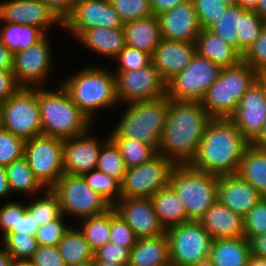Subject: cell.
I'll list each match as a JSON object with an SVG mask.
<instances>
[{"label":"cell","mask_w":266,"mask_h":266,"mask_svg":"<svg viewBox=\"0 0 266 266\" xmlns=\"http://www.w3.org/2000/svg\"><path fill=\"white\" fill-rule=\"evenodd\" d=\"M264 233H266V197H262L244 217V237L248 241Z\"/></svg>","instance_id":"obj_48"},{"label":"cell","mask_w":266,"mask_h":266,"mask_svg":"<svg viewBox=\"0 0 266 266\" xmlns=\"http://www.w3.org/2000/svg\"><path fill=\"white\" fill-rule=\"evenodd\" d=\"M94 266H128L118 263L104 262V261H94Z\"/></svg>","instance_id":"obj_68"},{"label":"cell","mask_w":266,"mask_h":266,"mask_svg":"<svg viewBox=\"0 0 266 266\" xmlns=\"http://www.w3.org/2000/svg\"><path fill=\"white\" fill-rule=\"evenodd\" d=\"M250 255L245 237L212 240L210 257L214 266H246Z\"/></svg>","instance_id":"obj_29"},{"label":"cell","mask_w":266,"mask_h":266,"mask_svg":"<svg viewBox=\"0 0 266 266\" xmlns=\"http://www.w3.org/2000/svg\"><path fill=\"white\" fill-rule=\"evenodd\" d=\"M213 240L244 237V218L218 200L199 220Z\"/></svg>","instance_id":"obj_24"},{"label":"cell","mask_w":266,"mask_h":266,"mask_svg":"<svg viewBox=\"0 0 266 266\" xmlns=\"http://www.w3.org/2000/svg\"><path fill=\"white\" fill-rule=\"evenodd\" d=\"M73 266H94V259L87 261V262H84V263H81V264H78V265H73Z\"/></svg>","instance_id":"obj_69"},{"label":"cell","mask_w":266,"mask_h":266,"mask_svg":"<svg viewBox=\"0 0 266 266\" xmlns=\"http://www.w3.org/2000/svg\"><path fill=\"white\" fill-rule=\"evenodd\" d=\"M245 9L238 5H229L222 16L209 30L238 51V35H241V13Z\"/></svg>","instance_id":"obj_35"},{"label":"cell","mask_w":266,"mask_h":266,"mask_svg":"<svg viewBox=\"0 0 266 266\" xmlns=\"http://www.w3.org/2000/svg\"><path fill=\"white\" fill-rule=\"evenodd\" d=\"M3 23L0 39L13 54L29 48L46 35L41 29L30 25Z\"/></svg>","instance_id":"obj_34"},{"label":"cell","mask_w":266,"mask_h":266,"mask_svg":"<svg viewBox=\"0 0 266 266\" xmlns=\"http://www.w3.org/2000/svg\"><path fill=\"white\" fill-rule=\"evenodd\" d=\"M39 224L36 223L34 217L26 211L25 214H18V222L16 228H12L8 233L28 234L36 236Z\"/></svg>","instance_id":"obj_56"},{"label":"cell","mask_w":266,"mask_h":266,"mask_svg":"<svg viewBox=\"0 0 266 266\" xmlns=\"http://www.w3.org/2000/svg\"><path fill=\"white\" fill-rule=\"evenodd\" d=\"M260 78L264 81L266 86V73L260 74Z\"/></svg>","instance_id":"obj_71"},{"label":"cell","mask_w":266,"mask_h":266,"mask_svg":"<svg viewBox=\"0 0 266 266\" xmlns=\"http://www.w3.org/2000/svg\"><path fill=\"white\" fill-rule=\"evenodd\" d=\"M254 11L266 22V0H258Z\"/></svg>","instance_id":"obj_64"},{"label":"cell","mask_w":266,"mask_h":266,"mask_svg":"<svg viewBox=\"0 0 266 266\" xmlns=\"http://www.w3.org/2000/svg\"><path fill=\"white\" fill-rule=\"evenodd\" d=\"M33 198V201H32ZM30 197L26 210L34 217L39 226L58 219L61 215V207L58 196L51 190L46 189L40 197Z\"/></svg>","instance_id":"obj_37"},{"label":"cell","mask_w":266,"mask_h":266,"mask_svg":"<svg viewBox=\"0 0 266 266\" xmlns=\"http://www.w3.org/2000/svg\"><path fill=\"white\" fill-rule=\"evenodd\" d=\"M195 54V42L162 39L151 55V59L163 80L168 83L190 64Z\"/></svg>","instance_id":"obj_22"},{"label":"cell","mask_w":266,"mask_h":266,"mask_svg":"<svg viewBox=\"0 0 266 266\" xmlns=\"http://www.w3.org/2000/svg\"><path fill=\"white\" fill-rule=\"evenodd\" d=\"M211 119L200 102H179L168 98V113L157 153L175 165L189 164Z\"/></svg>","instance_id":"obj_1"},{"label":"cell","mask_w":266,"mask_h":266,"mask_svg":"<svg viewBox=\"0 0 266 266\" xmlns=\"http://www.w3.org/2000/svg\"><path fill=\"white\" fill-rule=\"evenodd\" d=\"M258 0H239L238 6L246 10H254L257 6Z\"/></svg>","instance_id":"obj_65"},{"label":"cell","mask_w":266,"mask_h":266,"mask_svg":"<svg viewBox=\"0 0 266 266\" xmlns=\"http://www.w3.org/2000/svg\"><path fill=\"white\" fill-rule=\"evenodd\" d=\"M191 266H214V265H213V261L211 257L209 256L208 258L199 260L198 262H196L195 264Z\"/></svg>","instance_id":"obj_66"},{"label":"cell","mask_w":266,"mask_h":266,"mask_svg":"<svg viewBox=\"0 0 266 266\" xmlns=\"http://www.w3.org/2000/svg\"><path fill=\"white\" fill-rule=\"evenodd\" d=\"M201 29H209L219 20L229 4L225 0H191Z\"/></svg>","instance_id":"obj_43"},{"label":"cell","mask_w":266,"mask_h":266,"mask_svg":"<svg viewBox=\"0 0 266 266\" xmlns=\"http://www.w3.org/2000/svg\"><path fill=\"white\" fill-rule=\"evenodd\" d=\"M249 245L251 254L266 258V233L252 237Z\"/></svg>","instance_id":"obj_58"},{"label":"cell","mask_w":266,"mask_h":266,"mask_svg":"<svg viewBox=\"0 0 266 266\" xmlns=\"http://www.w3.org/2000/svg\"><path fill=\"white\" fill-rule=\"evenodd\" d=\"M229 119L250 144L262 132L266 122V86L260 77L241 97Z\"/></svg>","instance_id":"obj_17"},{"label":"cell","mask_w":266,"mask_h":266,"mask_svg":"<svg viewBox=\"0 0 266 266\" xmlns=\"http://www.w3.org/2000/svg\"><path fill=\"white\" fill-rule=\"evenodd\" d=\"M229 5H238L239 0H225Z\"/></svg>","instance_id":"obj_70"},{"label":"cell","mask_w":266,"mask_h":266,"mask_svg":"<svg viewBox=\"0 0 266 266\" xmlns=\"http://www.w3.org/2000/svg\"><path fill=\"white\" fill-rule=\"evenodd\" d=\"M265 21L254 11L241 13V35H238V52L243 56L259 36Z\"/></svg>","instance_id":"obj_42"},{"label":"cell","mask_w":266,"mask_h":266,"mask_svg":"<svg viewBox=\"0 0 266 266\" xmlns=\"http://www.w3.org/2000/svg\"><path fill=\"white\" fill-rule=\"evenodd\" d=\"M118 146L126 168L139 166L153 158L157 151L137 139L111 138Z\"/></svg>","instance_id":"obj_40"},{"label":"cell","mask_w":266,"mask_h":266,"mask_svg":"<svg viewBox=\"0 0 266 266\" xmlns=\"http://www.w3.org/2000/svg\"><path fill=\"white\" fill-rule=\"evenodd\" d=\"M242 61L259 74L266 73V23L252 46L242 56Z\"/></svg>","instance_id":"obj_49"},{"label":"cell","mask_w":266,"mask_h":266,"mask_svg":"<svg viewBox=\"0 0 266 266\" xmlns=\"http://www.w3.org/2000/svg\"><path fill=\"white\" fill-rule=\"evenodd\" d=\"M221 68L197 53L190 64L167 83V97L179 102H201Z\"/></svg>","instance_id":"obj_10"},{"label":"cell","mask_w":266,"mask_h":266,"mask_svg":"<svg viewBox=\"0 0 266 266\" xmlns=\"http://www.w3.org/2000/svg\"><path fill=\"white\" fill-rule=\"evenodd\" d=\"M170 260L175 266H191L210 256L212 238L199 221H188L166 230Z\"/></svg>","instance_id":"obj_12"},{"label":"cell","mask_w":266,"mask_h":266,"mask_svg":"<svg viewBox=\"0 0 266 266\" xmlns=\"http://www.w3.org/2000/svg\"><path fill=\"white\" fill-rule=\"evenodd\" d=\"M65 218L62 214L58 219L38 228L36 239L39 246H57L59 244L66 230L70 227V225L67 226Z\"/></svg>","instance_id":"obj_50"},{"label":"cell","mask_w":266,"mask_h":266,"mask_svg":"<svg viewBox=\"0 0 266 266\" xmlns=\"http://www.w3.org/2000/svg\"><path fill=\"white\" fill-rule=\"evenodd\" d=\"M0 240L13 260H30L39 247L36 236L28 234L7 233Z\"/></svg>","instance_id":"obj_41"},{"label":"cell","mask_w":266,"mask_h":266,"mask_svg":"<svg viewBox=\"0 0 266 266\" xmlns=\"http://www.w3.org/2000/svg\"><path fill=\"white\" fill-rule=\"evenodd\" d=\"M0 22L30 25L48 34L49 26L63 23L40 0H7L0 2Z\"/></svg>","instance_id":"obj_18"},{"label":"cell","mask_w":266,"mask_h":266,"mask_svg":"<svg viewBox=\"0 0 266 266\" xmlns=\"http://www.w3.org/2000/svg\"><path fill=\"white\" fill-rule=\"evenodd\" d=\"M64 23L72 14L75 0H40Z\"/></svg>","instance_id":"obj_54"},{"label":"cell","mask_w":266,"mask_h":266,"mask_svg":"<svg viewBox=\"0 0 266 266\" xmlns=\"http://www.w3.org/2000/svg\"><path fill=\"white\" fill-rule=\"evenodd\" d=\"M263 196L238 174L218 176L217 200L243 218Z\"/></svg>","instance_id":"obj_23"},{"label":"cell","mask_w":266,"mask_h":266,"mask_svg":"<svg viewBox=\"0 0 266 266\" xmlns=\"http://www.w3.org/2000/svg\"><path fill=\"white\" fill-rule=\"evenodd\" d=\"M14 54L6 47L0 39V69L12 70L13 69Z\"/></svg>","instance_id":"obj_59"},{"label":"cell","mask_w":266,"mask_h":266,"mask_svg":"<svg viewBox=\"0 0 266 266\" xmlns=\"http://www.w3.org/2000/svg\"><path fill=\"white\" fill-rule=\"evenodd\" d=\"M189 0H150L153 15L158 16Z\"/></svg>","instance_id":"obj_57"},{"label":"cell","mask_w":266,"mask_h":266,"mask_svg":"<svg viewBox=\"0 0 266 266\" xmlns=\"http://www.w3.org/2000/svg\"><path fill=\"white\" fill-rule=\"evenodd\" d=\"M112 207L138 238L155 237L166 233L150 198L121 197Z\"/></svg>","instance_id":"obj_19"},{"label":"cell","mask_w":266,"mask_h":266,"mask_svg":"<svg viewBox=\"0 0 266 266\" xmlns=\"http://www.w3.org/2000/svg\"><path fill=\"white\" fill-rule=\"evenodd\" d=\"M11 266H33L30 260H12Z\"/></svg>","instance_id":"obj_67"},{"label":"cell","mask_w":266,"mask_h":266,"mask_svg":"<svg viewBox=\"0 0 266 266\" xmlns=\"http://www.w3.org/2000/svg\"><path fill=\"white\" fill-rule=\"evenodd\" d=\"M66 266L78 265L94 259V251L77 227H69L57 245Z\"/></svg>","instance_id":"obj_32"},{"label":"cell","mask_w":266,"mask_h":266,"mask_svg":"<svg viewBox=\"0 0 266 266\" xmlns=\"http://www.w3.org/2000/svg\"><path fill=\"white\" fill-rule=\"evenodd\" d=\"M23 156L46 189H51L64 174L62 139L39 135L26 140Z\"/></svg>","instance_id":"obj_11"},{"label":"cell","mask_w":266,"mask_h":266,"mask_svg":"<svg viewBox=\"0 0 266 266\" xmlns=\"http://www.w3.org/2000/svg\"><path fill=\"white\" fill-rule=\"evenodd\" d=\"M171 263L168 237L138 238L130 250L128 266H164Z\"/></svg>","instance_id":"obj_27"},{"label":"cell","mask_w":266,"mask_h":266,"mask_svg":"<svg viewBox=\"0 0 266 266\" xmlns=\"http://www.w3.org/2000/svg\"><path fill=\"white\" fill-rule=\"evenodd\" d=\"M0 207V233L3 237L12 228H16L18 222V214H25L26 204L18 201H7Z\"/></svg>","instance_id":"obj_51"},{"label":"cell","mask_w":266,"mask_h":266,"mask_svg":"<svg viewBox=\"0 0 266 266\" xmlns=\"http://www.w3.org/2000/svg\"><path fill=\"white\" fill-rule=\"evenodd\" d=\"M63 140V167L68 175H82L96 169L104 140L90 133Z\"/></svg>","instance_id":"obj_20"},{"label":"cell","mask_w":266,"mask_h":266,"mask_svg":"<svg viewBox=\"0 0 266 266\" xmlns=\"http://www.w3.org/2000/svg\"><path fill=\"white\" fill-rule=\"evenodd\" d=\"M49 40L46 34L29 48L14 53L12 72L20 87H46L53 64Z\"/></svg>","instance_id":"obj_15"},{"label":"cell","mask_w":266,"mask_h":266,"mask_svg":"<svg viewBox=\"0 0 266 266\" xmlns=\"http://www.w3.org/2000/svg\"><path fill=\"white\" fill-rule=\"evenodd\" d=\"M164 266H175V265L172 264V263H169V264H166V265H164Z\"/></svg>","instance_id":"obj_73"},{"label":"cell","mask_w":266,"mask_h":266,"mask_svg":"<svg viewBox=\"0 0 266 266\" xmlns=\"http://www.w3.org/2000/svg\"><path fill=\"white\" fill-rule=\"evenodd\" d=\"M114 60L118 63L115 71H131L152 64L151 54L129 46H125Z\"/></svg>","instance_id":"obj_46"},{"label":"cell","mask_w":266,"mask_h":266,"mask_svg":"<svg viewBox=\"0 0 266 266\" xmlns=\"http://www.w3.org/2000/svg\"><path fill=\"white\" fill-rule=\"evenodd\" d=\"M5 167L12 194H28L27 197H30L31 195L34 196V194L40 195L41 191L44 192L46 190L33 174L24 156Z\"/></svg>","instance_id":"obj_33"},{"label":"cell","mask_w":266,"mask_h":266,"mask_svg":"<svg viewBox=\"0 0 266 266\" xmlns=\"http://www.w3.org/2000/svg\"><path fill=\"white\" fill-rule=\"evenodd\" d=\"M237 174L266 197V151L250 144L241 159Z\"/></svg>","instance_id":"obj_31"},{"label":"cell","mask_w":266,"mask_h":266,"mask_svg":"<svg viewBox=\"0 0 266 266\" xmlns=\"http://www.w3.org/2000/svg\"><path fill=\"white\" fill-rule=\"evenodd\" d=\"M175 164L157 153L149 161L128 168L121 184V197L150 198L169 185L170 173Z\"/></svg>","instance_id":"obj_13"},{"label":"cell","mask_w":266,"mask_h":266,"mask_svg":"<svg viewBox=\"0 0 266 266\" xmlns=\"http://www.w3.org/2000/svg\"><path fill=\"white\" fill-rule=\"evenodd\" d=\"M12 260L6 249L0 246V266H11Z\"/></svg>","instance_id":"obj_63"},{"label":"cell","mask_w":266,"mask_h":266,"mask_svg":"<svg viewBox=\"0 0 266 266\" xmlns=\"http://www.w3.org/2000/svg\"><path fill=\"white\" fill-rule=\"evenodd\" d=\"M115 72L119 104L152 101L167 96V83L153 64L141 69Z\"/></svg>","instance_id":"obj_14"},{"label":"cell","mask_w":266,"mask_h":266,"mask_svg":"<svg viewBox=\"0 0 266 266\" xmlns=\"http://www.w3.org/2000/svg\"><path fill=\"white\" fill-rule=\"evenodd\" d=\"M20 86L17 84L12 70L0 69V102L6 101Z\"/></svg>","instance_id":"obj_55"},{"label":"cell","mask_w":266,"mask_h":266,"mask_svg":"<svg viewBox=\"0 0 266 266\" xmlns=\"http://www.w3.org/2000/svg\"><path fill=\"white\" fill-rule=\"evenodd\" d=\"M56 89L38 88L42 135L62 140L86 133L94 125L58 82Z\"/></svg>","instance_id":"obj_4"},{"label":"cell","mask_w":266,"mask_h":266,"mask_svg":"<svg viewBox=\"0 0 266 266\" xmlns=\"http://www.w3.org/2000/svg\"><path fill=\"white\" fill-rule=\"evenodd\" d=\"M51 190L58 196L65 217L69 215L80 220L103 214L112 207L87 185L81 175L64 173Z\"/></svg>","instance_id":"obj_9"},{"label":"cell","mask_w":266,"mask_h":266,"mask_svg":"<svg viewBox=\"0 0 266 266\" xmlns=\"http://www.w3.org/2000/svg\"><path fill=\"white\" fill-rule=\"evenodd\" d=\"M80 220L82 224L79 229L94 252L110 242V209L103 214Z\"/></svg>","instance_id":"obj_36"},{"label":"cell","mask_w":266,"mask_h":266,"mask_svg":"<svg viewBox=\"0 0 266 266\" xmlns=\"http://www.w3.org/2000/svg\"><path fill=\"white\" fill-rule=\"evenodd\" d=\"M11 193L12 192L7 178L6 167L0 165V200L12 195Z\"/></svg>","instance_id":"obj_60"},{"label":"cell","mask_w":266,"mask_h":266,"mask_svg":"<svg viewBox=\"0 0 266 266\" xmlns=\"http://www.w3.org/2000/svg\"><path fill=\"white\" fill-rule=\"evenodd\" d=\"M126 46L153 54L162 40L158 17L151 15L146 18L124 23Z\"/></svg>","instance_id":"obj_28"},{"label":"cell","mask_w":266,"mask_h":266,"mask_svg":"<svg viewBox=\"0 0 266 266\" xmlns=\"http://www.w3.org/2000/svg\"><path fill=\"white\" fill-rule=\"evenodd\" d=\"M251 144L258 149L266 151V122L264 124L262 132Z\"/></svg>","instance_id":"obj_61"},{"label":"cell","mask_w":266,"mask_h":266,"mask_svg":"<svg viewBox=\"0 0 266 266\" xmlns=\"http://www.w3.org/2000/svg\"><path fill=\"white\" fill-rule=\"evenodd\" d=\"M123 23L153 15L150 0H109Z\"/></svg>","instance_id":"obj_44"},{"label":"cell","mask_w":266,"mask_h":266,"mask_svg":"<svg viewBox=\"0 0 266 266\" xmlns=\"http://www.w3.org/2000/svg\"><path fill=\"white\" fill-rule=\"evenodd\" d=\"M169 185L183 202L188 221H199L217 201L218 176L196 170L189 164L173 167Z\"/></svg>","instance_id":"obj_6"},{"label":"cell","mask_w":266,"mask_h":266,"mask_svg":"<svg viewBox=\"0 0 266 266\" xmlns=\"http://www.w3.org/2000/svg\"><path fill=\"white\" fill-rule=\"evenodd\" d=\"M246 266H266V258L251 254Z\"/></svg>","instance_id":"obj_62"},{"label":"cell","mask_w":266,"mask_h":266,"mask_svg":"<svg viewBox=\"0 0 266 266\" xmlns=\"http://www.w3.org/2000/svg\"><path fill=\"white\" fill-rule=\"evenodd\" d=\"M259 77L260 74L243 61L234 67L221 68L200 103L211 118H230L241 97Z\"/></svg>","instance_id":"obj_7"},{"label":"cell","mask_w":266,"mask_h":266,"mask_svg":"<svg viewBox=\"0 0 266 266\" xmlns=\"http://www.w3.org/2000/svg\"><path fill=\"white\" fill-rule=\"evenodd\" d=\"M96 169L114 177L120 183L127 171L121 152L109 135L101 145Z\"/></svg>","instance_id":"obj_38"},{"label":"cell","mask_w":266,"mask_h":266,"mask_svg":"<svg viewBox=\"0 0 266 266\" xmlns=\"http://www.w3.org/2000/svg\"><path fill=\"white\" fill-rule=\"evenodd\" d=\"M150 199L165 230L188 222L183 202L170 185L158 190Z\"/></svg>","instance_id":"obj_30"},{"label":"cell","mask_w":266,"mask_h":266,"mask_svg":"<svg viewBox=\"0 0 266 266\" xmlns=\"http://www.w3.org/2000/svg\"><path fill=\"white\" fill-rule=\"evenodd\" d=\"M195 45L199 56L211 60L220 68L234 67L242 61V55L234 47L209 29H201Z\"/></svg>","instance_id":"obj_26"},{"label":"cell","mask_w":266,"mask_h":266,"mask_svg":"<svg viewBox=\"0 0 266 266\" xmlns=\"http://www.w3.org/2000/svg\"><path fill=\"white\" fill-rule=\"evenodd\" d=\"M65 78L60 83L93 124L98 116L96 113L113 106L117 107L119 104L116 95V77L114 71L108 70L107 67H100L99 64L87 65Z\"/></svg>","instance_id":"obj_3"},{"label":"cell","mask_w":266,"mask_h":266,"mask_svg":"<svg viewBox=\"0 0 266 266\" xmlns=\"http://www.w3.org/2000/svg\"><path fill=\"white\" fill-rule=\"evenodd\" d=\"M1 106H2V102H0V127H1Z\"/></svg>","instance_id":"obj_72"},{"label":"cell","mask_w":266,"mask_h":266,"mask_svg":"<svg viewBox=\"0 0 266 266\" xmlns=\"http://www.w3.org/2000/svg\"><path fill=\"white\" fill-rule=\"evenodd\" d=\"M1 127L24 141L42 135L38 88L20 87L2 102Z\"/></svg>","instance_id":"obj_8"},{"label":"cell","mask_w":266,"mask_h":266,"mask_svg":"<svg viewBox=\"0 0 266 266\" xmlns=\"http://www.w3.org/2000/svg\"><path fill=\"white\" fill-rule=\"evenodd\" d=\"M250 143L229 118H212L205 127L191 167L217 176L237 174Z\"/></svg>","instance_id":"obj_2"},{"label":"cell","mask_w":266,"mask_h":266,"mask_svg":"<svg viewBox=\"0 0 266 266\" xmlns=\"http://www.w3.org/2000/svg\"><path fill=\"white\" fill-rule=\"evenodd\" d=\"M24 140L0 127V165L7 166L21 158L24 153Z\"/></svg>","instance_id":"obj_47"},{"label":"cell","mask_w":266,"mask_h":266,"mask_svg":"<svg viewBox=\"0 0 266 266\" xmlns=\"http://www.w3.org/2000/svg\"><path fill=\"white\" fill-rule=\"evenodd\" d=\"M124 26L109 0H75L72 14L63 23V28L74 36L84 30L96 27L108 29Z\"/></svg>","instance_id":"obj_16"},{"label":"cell","mask_w":266,"mask_h":266,"mask_svg":"<svg viewBox=\"0 0 266 266\" xmlns=\"http://www.w3.org/2000/svg\"><path fill=\"white\" fill-rule=\"evenodd\" d=\"M162 39L195 42L201 27L191 0L158 15Z\"/></svg>","instance_id":"obj_21"},{"label":"cell","mask_w":266,"mask_h":266,"mask_svg":"<svg viewBox=\"0 0 266 266\" xmlns=\"http://www.w3.org/2000/svg\"><path fill=\"white\" fill-rule=\"evenodd\" d=\"M76 40L85 49L109 58L115 59L120 51L126 46L124 28L108 29L103 27L90 28L82 31Z\"/></svg>","instance_id":"obj_25"},{"label":"cell","mask_w":266,"mask_h":266,"mask_svg":"<svg viewBox=\"0 0 266 266\" xmlns=\"http://www.w3.org/2000/svg\"><path fill=\"white\" fill-rule=\"evenodd\" d=\"M30 261L33 266H66L57 246H39Z\"/></svg>","instance_id":"obj_53"},{"label":"cell","mask_w":266,"mask_h":266,"mask_svg":"<svg viewBox=\"0 0 266 266\" xmlns=\"http://www.w3.org/2000/svg\"><path fill=\"white\" fill-rule=\"evenodd\" d=\"M138 237L124 219L110 208V242L129 250L136 244Z\"/></svg>","instance_id":"obj_45"},{"label":"cell","mask_w":266,"mask_h":266,"mask_svg":"<svg viewBox=\"0 0 266 266\" xmlns=\"http://www.w3.org/2000/svg\"><path fill=\"white\" fill-rule=\"evenodd\" d=\"M130 250L108 242L94 252V261H104L128 265Z\"/></svg>","instance_id":"obj_52"},{"label":"cell","mask_w":266,"mask_h":266,"mask_svg":"<svg viewBox=\"0 0 266 266\" xmlns=\"http://www.w3.org/2000/svg\"><path fill=\"white\" fill-rule=\"evenodd\" d=\"M87 185L102 196L111 206L121 198V184L112 176L93 169L90 172L81 175Z\"/></svg>","instance_id":"obj_39"},{"label":"cell","mask_w":266,"mask_h":266,"mask_svg":"<svg viewBox=\"0 0 266 266\" xmlns=\"http://www.w3.org/2000/svg\"><path fill=\"white\" fill-rule=\"evenodd\" d=\"M125 109L109 137L137 139L157 151L167 118L168 97L126 103Z\"/></svg>","instance_id":"obj_5"}]
</instances>
